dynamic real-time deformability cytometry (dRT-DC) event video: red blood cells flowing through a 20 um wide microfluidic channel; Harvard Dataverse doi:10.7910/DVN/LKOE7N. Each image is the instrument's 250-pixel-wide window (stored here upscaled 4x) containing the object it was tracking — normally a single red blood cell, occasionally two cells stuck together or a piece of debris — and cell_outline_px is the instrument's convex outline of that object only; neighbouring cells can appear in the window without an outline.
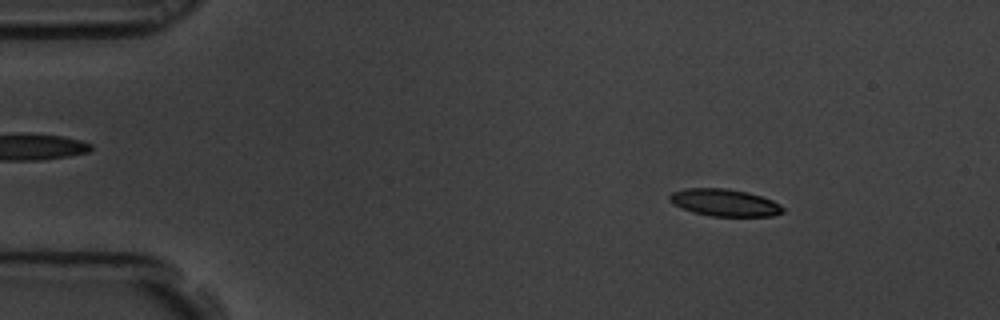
{"species": "common noctule bat (a hibernating species)", "species_latin": "Nyctalus noctula", "temperature_condition": "room temperature", "stored_images_in_passage": 53, "camera_frame_rate_fps": 3000, "um_per_image_px": 0.085, "animal": {"sex": "male", "body_mass_g": 19.5, "forearm_length_mm": 54.6}, "frame": {"image": 1, "passage_image": 2, "time_ms": 0.333, "image_size_px": [1000, 320], "cell_outline_px": [[784, 212], [772, 216], [712, 216], [692, 212], [672, 204], [668, 200], [668, 196], [672, 192], [684, 188], [728, 188], [748, 192], [772, 200], [780, 204], [784, 208]], "centroid_in_image_um": [61.56, 17.21], "position_along_channel_um": 23.4, "area_um2": 18.09}}
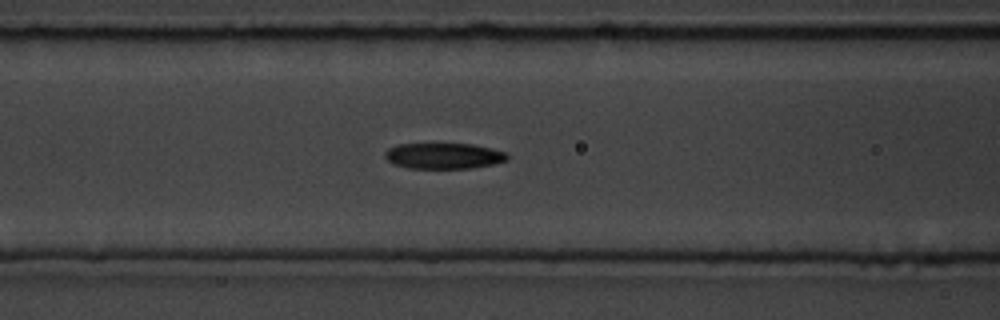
{"frame": {"image": 2, "passage_image": 18, "time_ms": 5.667, "image_size_px": [1000, 320], "cell_outline_px": [[508, 160], [492, 164], [472, 168], [408, 168], [392, 164], [384, 156], [384, 152], [388, 148], [400, 144], [472, 144], [492, 148], [508, 152]], "centroid_in_image_um": [37.72, 13.25], "position_along_channel_um": 128.9, "area_um2": 18.5}}
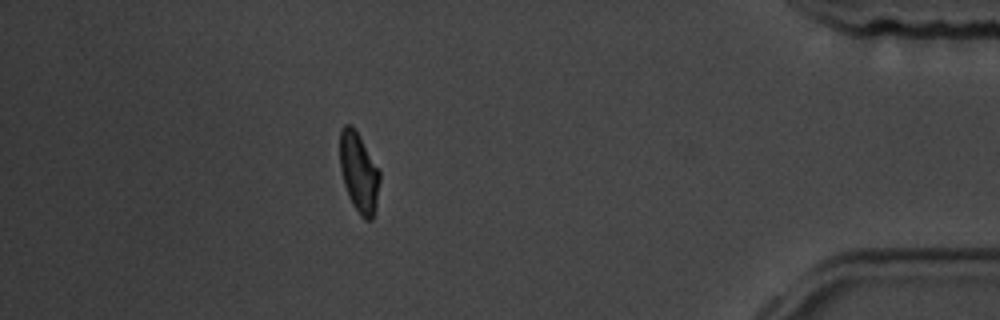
{"frame": {"image": 3, "passage_image": 46, "time_ms": 15.0, "image_size_px": [1000, 320], "cell_outline_px": [[380, 180], [376, 208], [372, 220], [364, 220], [360, 216], [352, 204], [348, 196], [344, 184], [340, 168], [340, 132], [344, 124], [352, 124], [380, 172]], "centroid_in_image_um": [30.5, 14.7], "position_along_channel_um": 404.7, "area_um2": 18.5}, "authors_computed_cell_mechanics": {"area_um2": 19.0162, "velocity_mm_per_s": 3.4536, "shape_relaxation_time_tau1_ms": 3.4116, "shape_relaxation_time_tau2_ms": 2.8145, "deformation_change_tau1": 0.1421, "deformation_change_tau2": 0.0912}}